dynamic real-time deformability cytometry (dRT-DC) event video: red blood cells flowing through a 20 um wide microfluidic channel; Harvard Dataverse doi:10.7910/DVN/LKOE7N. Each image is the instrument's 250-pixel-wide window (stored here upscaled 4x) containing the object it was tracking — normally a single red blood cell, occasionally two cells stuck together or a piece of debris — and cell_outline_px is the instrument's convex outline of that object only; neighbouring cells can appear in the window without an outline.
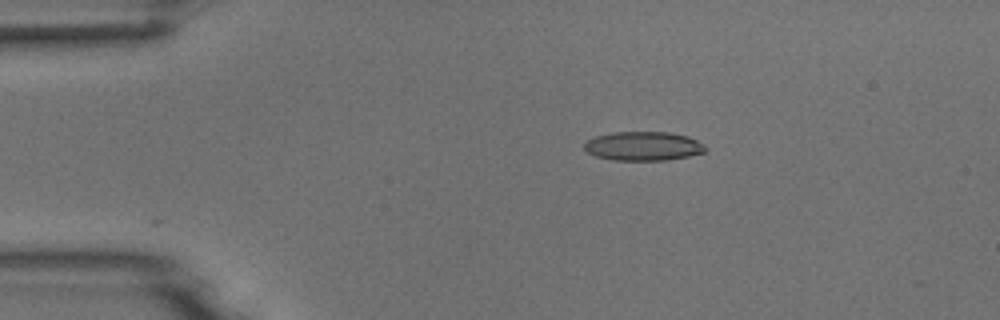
{"species": "common noctule bat (a hibernating species)", "species_latin": "Nyctalus noctula", "temperature_condition": "room temperature", "stored_images_in_passage": 7, "camera_frame_rate_fps": 3000, "um_per_image_px": 0.085, "animal": {"sex": "male", "body_mass_g": 18.8}, "frame": {"image": 1, "passage_image": 1, "time_ms": 0.0, "image_size_px": [1000, 320], "cell_outline_px": [[708, 148], [704, 152], [688, 156], [668, 160], [612, 160], [596, 156], [588, 152], [584, 148], [584, 144], [588, 140], [596, 136], [612, 132], [668, 132], [688, 136], [704, 144]], "centroid_in_image_um": [54.7, 12.42], "position_along_channel_um": 30.3, "area_um2": 20.46}}